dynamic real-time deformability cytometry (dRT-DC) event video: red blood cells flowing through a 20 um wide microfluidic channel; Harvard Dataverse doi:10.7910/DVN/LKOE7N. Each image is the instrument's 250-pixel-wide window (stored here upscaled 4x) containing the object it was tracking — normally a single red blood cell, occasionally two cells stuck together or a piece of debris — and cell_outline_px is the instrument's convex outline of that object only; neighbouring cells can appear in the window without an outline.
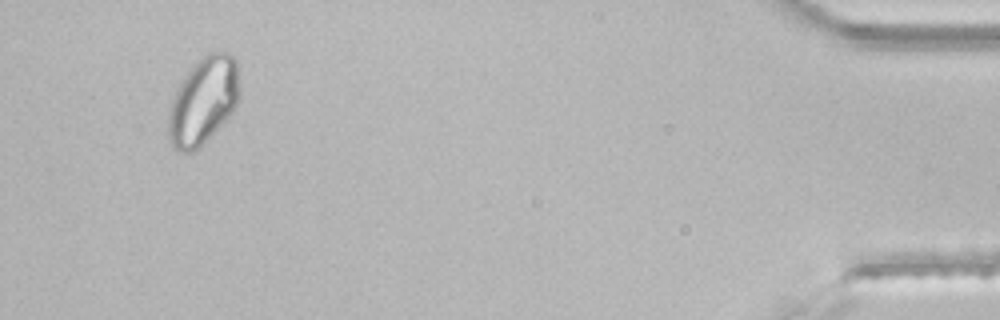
{"species": "common noctule bat (a hibernating species)", "species_latin": "Nyctalus noctula", "temperature_condition": "room temperature", "stored_images_in_passage": 38, "segment_of_instrument_passage": [2, 2], "camera_frame_rate_fps": 3000, "um_per_image_px": 0.085, "animal": {"sex": "male", "body_mass_g": 21.5, "forearm_length_mm": 52.0}, "frame": {"image": 1, "passage_image": 36, "time_ms": 11.667, "image_size_px": [1000, 320], "cell_outline_px": [[240, 100], [236, 108], [192, 152], [180, 152], [168, 140], [168, 112], [172, 96], [176, 88], [192, 64], [196, 60], [208, 52], [228, 52], [236, 56], [240, 84]], "centroid_in_image_um": [17.28, 8.49], "position_along_channel_um": 417.9, "area_um2": 36.41}}